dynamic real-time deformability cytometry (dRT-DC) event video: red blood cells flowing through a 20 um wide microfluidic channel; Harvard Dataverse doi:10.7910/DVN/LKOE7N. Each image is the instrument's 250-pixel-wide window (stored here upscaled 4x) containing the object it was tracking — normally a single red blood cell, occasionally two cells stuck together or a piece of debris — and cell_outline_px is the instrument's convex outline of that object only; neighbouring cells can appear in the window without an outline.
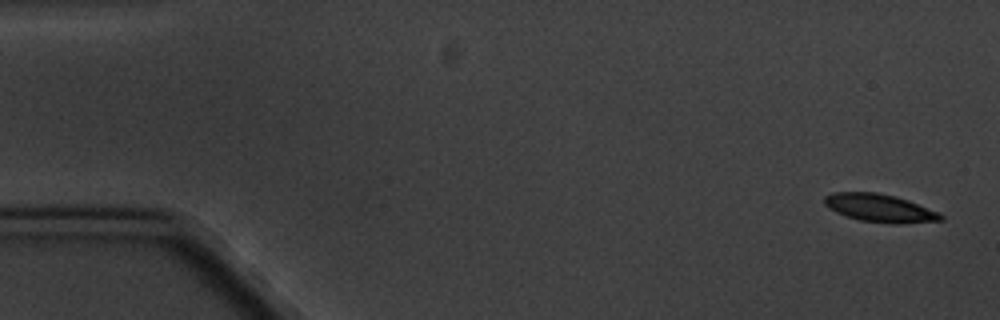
{"species": "common noctule bat (a hibernating species)", "species_latin": "Nyctalus noctula", "temperature_condition": "cold", "stored_images_in_passage": 5, "camera_frame_rate_fps": 3000, "um_per_image_px": 0.085, "animal": {"sex": "male", "body_mass_g": 20.1, "forearm_length_mm": 53.5}, "frame": {"image": 1, "passage_image": 1, "time_ms": 0.0, "image_size_px": [1000, 320], "cell_outline_px": [[944, 220], [896, 224], [892, 224], [860, 220], [836, 212], [828, 208], [824, 204], [824, 196], [832, 192], [876, 192], [896, 196], [908, 200], [936, 212], [944, 216]], "centroid_in_image_um": [74.74, 17.68], "position_along_channel_um": 10.3, "area_um2": 18.84}}